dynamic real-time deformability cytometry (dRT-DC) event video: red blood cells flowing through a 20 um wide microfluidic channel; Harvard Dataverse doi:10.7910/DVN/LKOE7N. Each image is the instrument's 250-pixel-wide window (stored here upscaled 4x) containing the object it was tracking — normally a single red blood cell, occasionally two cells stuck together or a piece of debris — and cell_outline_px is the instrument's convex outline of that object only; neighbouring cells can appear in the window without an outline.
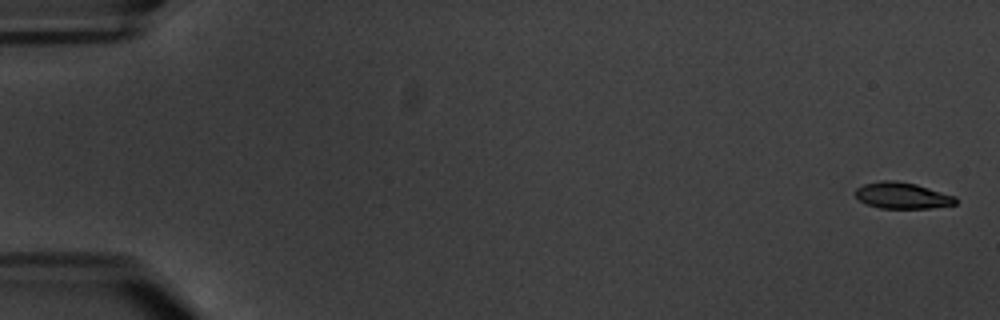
{"species": "common noctule bat (a hibernating species)", "species_latin": "Nyctalus noctula", "temperature_condition": "warm", "stored_images_in_passage": 6, "camera_frame_rate_fps": 3000, "um_per_image_px": 0.085, "animal": {"sex": "male", "body_mass_g": 20.1, "forearm_length_mm": 53.5}, "frame": {"image": 1, "passage_image": 1, "time_ms": 0.0, "image_size_px": [1000, 320], "cell_outline_px": [[956, 204], [928, 208], [880, 208], [868, 204], [860, 200], [852, 192], [856, 188], [864, 184], [880, 180], [896, 180], [916, 184], [956, 196]], "centroid_in_image_um": [76.66, 16.6], "position_along_channel_um": 8.3, "area_um2": 15.37}}